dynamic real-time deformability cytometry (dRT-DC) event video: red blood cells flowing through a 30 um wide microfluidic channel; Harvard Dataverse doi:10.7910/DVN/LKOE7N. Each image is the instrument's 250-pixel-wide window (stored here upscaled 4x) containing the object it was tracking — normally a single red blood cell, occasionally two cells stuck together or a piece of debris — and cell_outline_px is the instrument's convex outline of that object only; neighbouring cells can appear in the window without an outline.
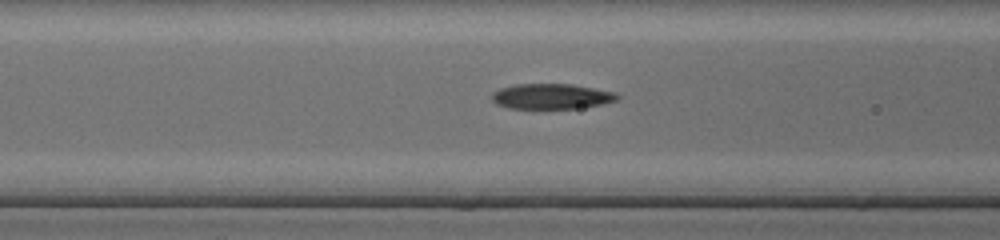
{"species": "common noctule bat (a hibernating species)", "species_latin": "Nyctalus noctula", "temperature_condition": "cold", "stored_images_in_passage": 7, "camera_frame_rate_fps": 3000, "um_per_image_px": 0.085, "animal": {"sex": "female", "body_mass_g": 17.0, "forearm_length_mm": 48.0}, "frame": {"image": 1, "passage_image": 5, "time_ms": 1.333, "image_size_px": [1000, 240], "cell_outline_px": [[620, 96], [616, 100], [600, 104], [576, 108], [508, 108], [496, 104], [492, 100], [492, 92], [500, 88], [516, 84], [572, 84], [616, 92]], "centroid_in_image_um": [46.85, 8.18], "position_along_channel_um": 119.8, "area_um2": 18.38}}